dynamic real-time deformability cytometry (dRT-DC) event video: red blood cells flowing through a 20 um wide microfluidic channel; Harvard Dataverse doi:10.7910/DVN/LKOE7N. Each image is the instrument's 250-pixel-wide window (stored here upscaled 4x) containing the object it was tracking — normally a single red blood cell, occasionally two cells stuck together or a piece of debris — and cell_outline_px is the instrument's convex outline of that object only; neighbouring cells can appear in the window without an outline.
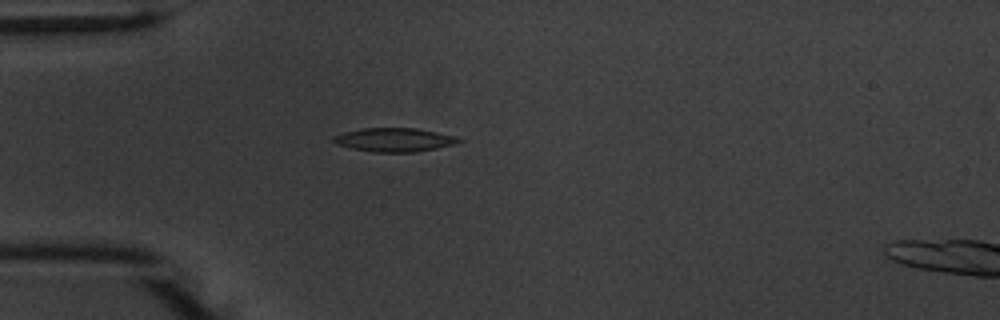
{"species": "common noctule bat (a hibernating species)", "species_latin": "Nyctalus noctula", "temperature_condition": "warm", "stored_images_in_passage": 40, "camera_frame_rate_fps": 3000, "um_per_image_px": 0.085, "animal": {"sex": "male", "body_mass_g": 20.1, "forearm_length_mm": 53.5}, "frame": {"image": 1, "passage_image": 1, "time_ms": 0.0, "image_size_px": [1000, 320], "cell_outline_px": [[464, 140], [452, 144], [436, 148], [416, 152], [372, 152], [352, 148], [336, 144], [332, 140], [332, 136], [344, 132], [364, 128], [416, 128], [456, 136]], "centroid_in_image_um": [33.49, 11.88], "position_along_channel_um": 51.5, "area_um2": 17.22}}
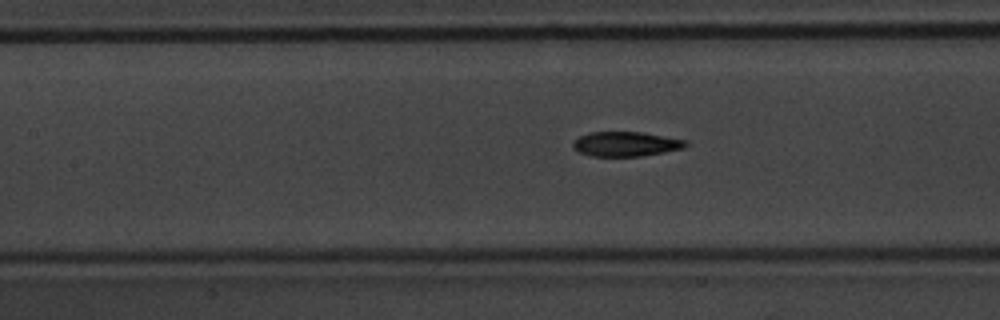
{"frame": {"image": 2, "passage_image": 10, "time_ms": 3.0, "image_size_px": [1000, 320], "cell_outline_px": [[688, 144], [684, 148], [664, 152], [640, 156], [588, 156], [572, 148], [572, 144], [580, 136], [588, 132], [640, 132], [688, 140]], "centroid_in_image_um": [53.2, 12.24], "position_along_channel_um": 154.2, "area_um2": 16.18}}
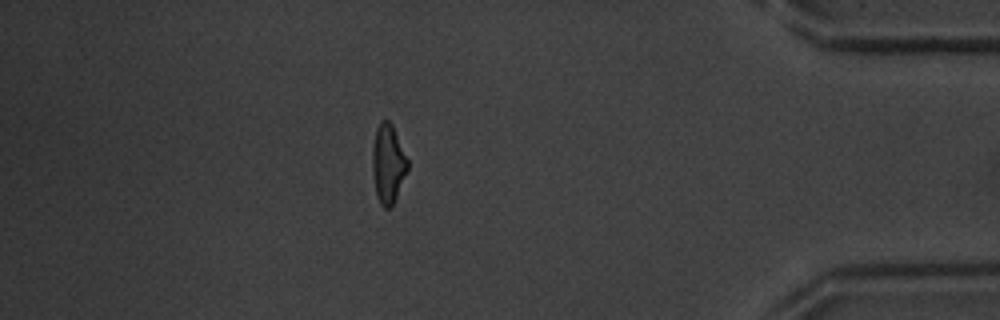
{"frame": {"image": 3, "passage_image": 33, "time_ms": 10.667, "image_size_px": [1000, 320], "cell_outline_px": [[408, 168], [392, 208], [384, 208], [380, 204], [376, 196], [372, 172], [372, 148], [376, 128], [380, 120], [388, 120], [392, 124], [408, 160]], "centroid_in_image_um": [32.96, 13.93], "position_along_channel_um": 402.2, "area_um2": 16.36}, "authors_computed_cell_mechanics": {"area_um2": 16.6175, "velocity_mm_per_s": 3.752, "shape_relaxation_time_tau1_ms": 3.7317, "shape_relaxation_time_tau2_ms": 2.6838, "deformation_change_tau1": 0.1645, "deformation_change_tau2": 0.0988}}